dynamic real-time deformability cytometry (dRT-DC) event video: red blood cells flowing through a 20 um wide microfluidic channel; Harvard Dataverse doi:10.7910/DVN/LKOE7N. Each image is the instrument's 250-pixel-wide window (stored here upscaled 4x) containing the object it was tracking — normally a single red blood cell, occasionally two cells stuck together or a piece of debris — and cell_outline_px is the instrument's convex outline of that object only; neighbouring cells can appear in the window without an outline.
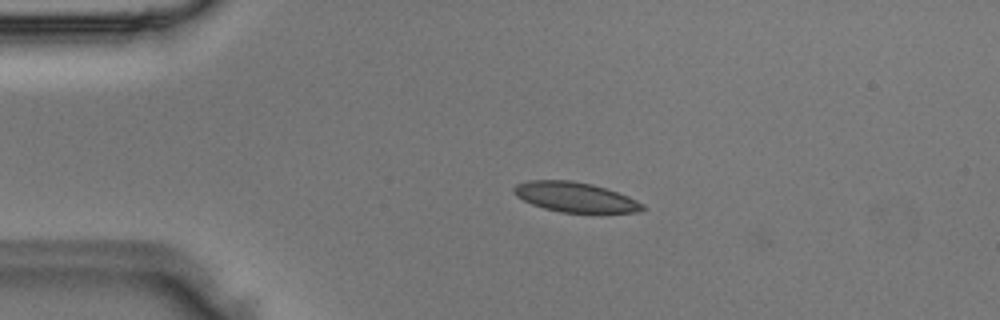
{"species": "Egyptian fruit bat (a non-hibernating species)", "species_latin": "Rousettus aegyptiacus", "temperature_condition": "room temperature", "stored_images_in_passage": 39, "camera_frame_rate_fps": 3000, "um_per_image_px": 0.085, "animal": {"sex": "male"}, "frame": {"image": 1, "passage_image": 1, "time_ms": 0.0, "image_size_px": [1000, 320], "cell_outline_px": [[644, 208], [640, 212], [560, 212], [544, 208], [532, 204], [516, 196], [512, 192], [512, 188], [516, 184], [528, 180], [572, 180], [592, 184], [628, 196], [644, 204]], "centroid_in_image_um": [48.84, 16.74], "position_along_channel_um": 36.2, "area_um2": 22.25}}
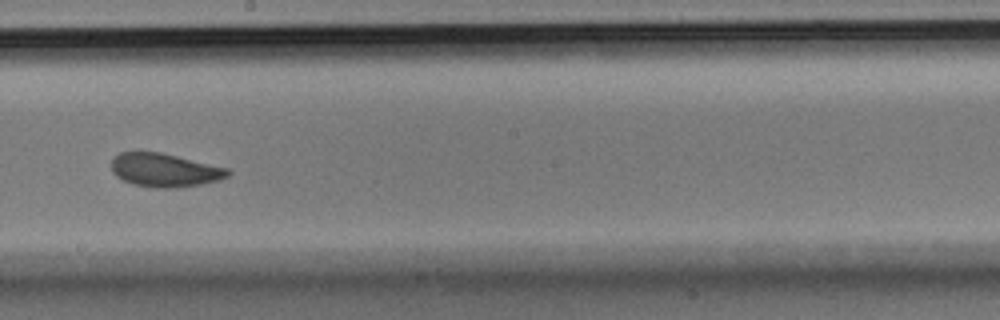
{"frame": {"image": 2, "passage_image": 18, "time_ms": 5.667, "image_size_px": [1000, 320], "cell_outline_px": [[232, 172], [228, 176], [220, 180], [180, 188], [152, 188], [132, 184], [116, 176], [112, 172], [112, 160], [120, 152], [160, 152], [228, 168]], "centroid_in_image_um": [14.01, 14.47], "position_along_channel_um": 234.2, "area_um2": 22.77}}
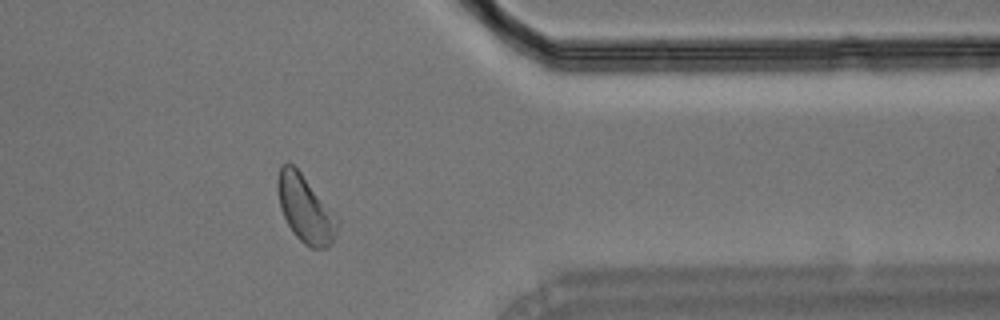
{"frame": {"image": 3, "passage_image": 30, "time_ms": 9.667, "image_size_px": [1000, 320], "cell_outline_px": [[340, 224], [332, 244], [328, 248], [312, 248], [304, 244], [292, 232], [280, 208], [276, 188], [276, 180], [280, 164], [292, 164], [300, 172], [340, 216]], "centroid_in_image_um": [25.99, 17.77], "position_along_channel_um": 385.4, "area_um2": 23.99}}